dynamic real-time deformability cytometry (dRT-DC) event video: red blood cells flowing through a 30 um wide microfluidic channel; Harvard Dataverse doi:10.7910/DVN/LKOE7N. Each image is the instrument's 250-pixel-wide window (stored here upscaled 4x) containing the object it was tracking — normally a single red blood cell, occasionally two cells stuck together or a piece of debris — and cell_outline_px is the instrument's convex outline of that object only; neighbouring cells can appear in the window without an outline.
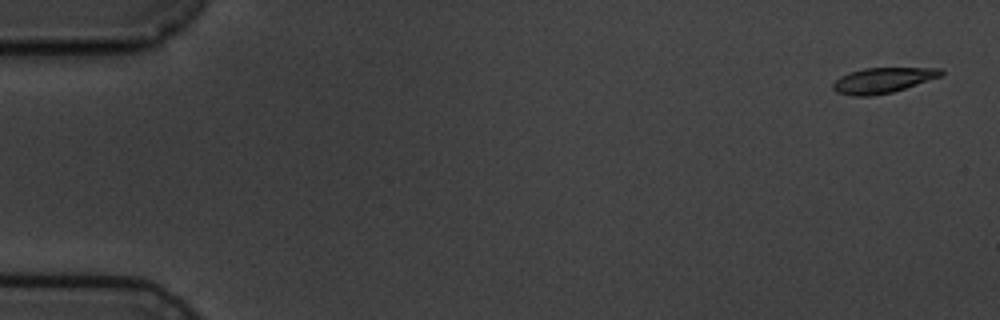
{"species": "common noctule bat (a hibernating species)", "species_latin": "Nyctalus noctula", "temperature_condition": "cold", "stored_images_in_passage": 4, "camera_frame_rate_fps": 3000, "um_per_image_px": 0.085, "animal": {"sex": "male", "body_mass_g": 19.5, "forearm_length_mm": 54.6}, "frame": {"image": 1, "passage_image": 1, "time_ms": 0.0, "image_size_px": [1000, 320], "cell_outline_px": [[944, 72], [940, 76], [892, 92], [868, 96], [852, 96], [836, 92], [832, 88], [832, 84], [840, 76], [848, 72], [864, 68], [940, 68]], "centroid_in_image_um": [74.97, 6.82], "position_along_channel_um": 10.0, "area_um2": 15.78}}